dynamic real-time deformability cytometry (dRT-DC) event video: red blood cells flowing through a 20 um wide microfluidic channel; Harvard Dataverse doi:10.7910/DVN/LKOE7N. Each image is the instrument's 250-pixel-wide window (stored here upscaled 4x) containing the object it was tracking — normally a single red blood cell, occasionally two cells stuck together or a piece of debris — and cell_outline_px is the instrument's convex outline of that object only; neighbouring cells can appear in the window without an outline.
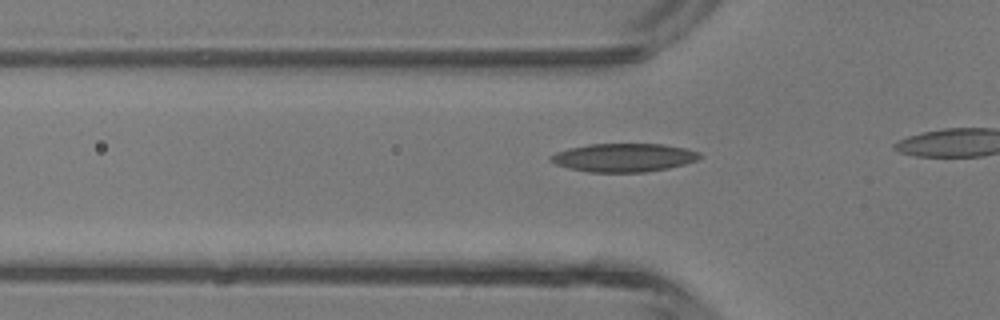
{"species": "common noctule bat (a hibernating species)", "species_latin": "Nyctalus noctula", "temperature_condition": "room temperature", "stored_images_in_passage": 4, "camera_frame_rate_fps": 3000, "um_per_image_px": 0.085, "animal": {"sex": "male", "body_mass_g": 13.3}, "frame": {"image": 1, "passage_image": 4, "time_ms": 4.333, "image_size_px": [1000, 320], "cell_outline_px": [[704, 156], [696, 160], [684, 164], [668, 168], [644, 172], [588, 172], [568, 168], [556, 164], [548, 160], [548, 156], [556, 152], [568, 148], [588, 144], [664, 144], [684, 148], [700, 152]], "centroid_in_image_um": [52.99, 13.39], "position_along_channel_um": 72.8, "area_um2": 24.8}}